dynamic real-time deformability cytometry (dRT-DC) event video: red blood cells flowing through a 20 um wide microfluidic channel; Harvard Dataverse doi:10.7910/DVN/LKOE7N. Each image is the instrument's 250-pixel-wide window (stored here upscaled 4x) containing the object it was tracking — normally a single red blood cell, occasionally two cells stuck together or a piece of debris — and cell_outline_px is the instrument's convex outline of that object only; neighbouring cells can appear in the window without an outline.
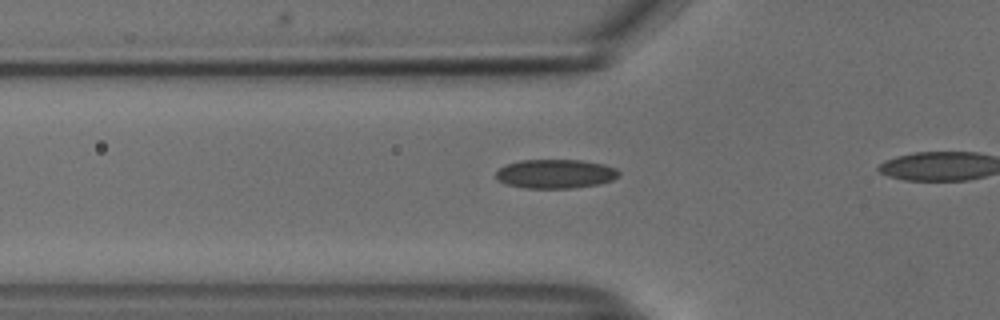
{"species": "common noctule bat (a hibernating species)", "species_latin": "Nyctalus noctula", "temperature_condition": "cold", "stored_images_in_passage": 17, "camera_frame_rate_fps": 3000, "um_per_image_px": 0.085, "animal": {"sex": "male", "body_mass_g": 18.8}, "frame": {"image": 1, "passage_image": 8, "time_ms": 2.333, "image_size_px": [1000, 320], "cell_outline_px": [[620, 176], [612, 180], [600, 184], [572, 188], [524, 188], [504, 184], [496, 176], [496, 172], [500, 168], [508, 164], [520, 160], [580, 160], [604, 164], [616, 168], [620, 172]], "centroid_in_image_um": [47.25, 14.78], "position_along_channel_um": 78.6, "area_um2": 20.87}}
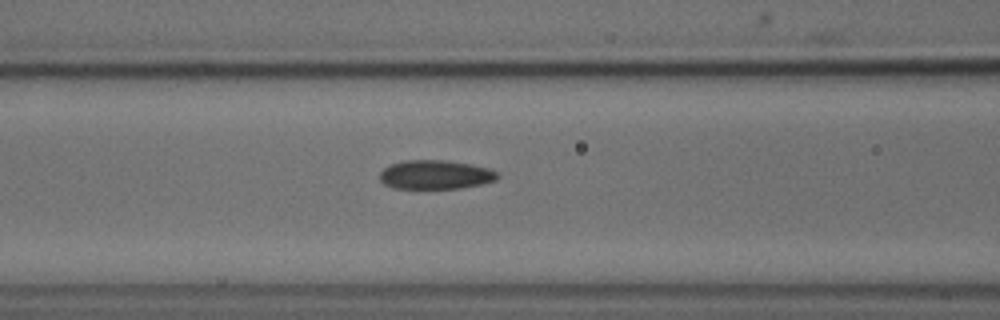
{"frame": {"image": 2, "passage_image": 12, "time_ms": 3.667, "image_size_px": [1000, 320], "cell_outline_px": [[500, 176], [496, 180], [484, 184], [460, 188], [392, 188], [384, 184], [380, 180], [380, 172], [384, 168], [392, 164], [404, 160], [444, 160], [468, 164], [488, 168], [496, 172]], "centroid_in_image_um": [37.01, 14.85], "position_along_channel_um": 129.6, "area_um2": 19.83}}